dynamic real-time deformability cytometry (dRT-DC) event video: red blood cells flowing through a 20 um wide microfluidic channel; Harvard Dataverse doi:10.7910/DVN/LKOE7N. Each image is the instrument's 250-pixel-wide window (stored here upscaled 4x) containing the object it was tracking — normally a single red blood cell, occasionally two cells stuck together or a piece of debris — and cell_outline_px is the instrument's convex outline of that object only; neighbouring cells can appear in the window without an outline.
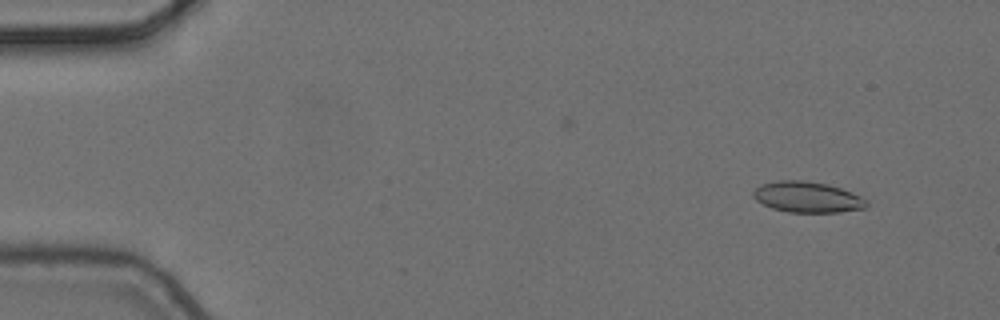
{"species": "common noctule bat (a hibernating species)", "species_latin": "Nyctalus noctula", "temperature_condition": "cold", "stored_images_in_passage": 4, "camera_frame_rate_fps": 3000, "um_per_image_px": 0.085, "animal": {"sex": "female", "body_mass_g": 24.6, "forearm_length_mm": 56.2}, "frame": {"image": 1, "passage_image": 1, "time_ms": 0.0, "image_size_px": [1000, 320], "cell_outline_px": [[868, 204], [864, 208], [840, 212], [788, 212], [772, 208], [756, 200], [752, 196], [752, 192], [756, 188], [764, 184], [776, 180], [804, 180], [828, 184], [852, 192], [868, 200]], "centroid_in_image_um": [68.63, 16.75], "position_along_channel_um": 16.4, "area_um2": 20.35}}
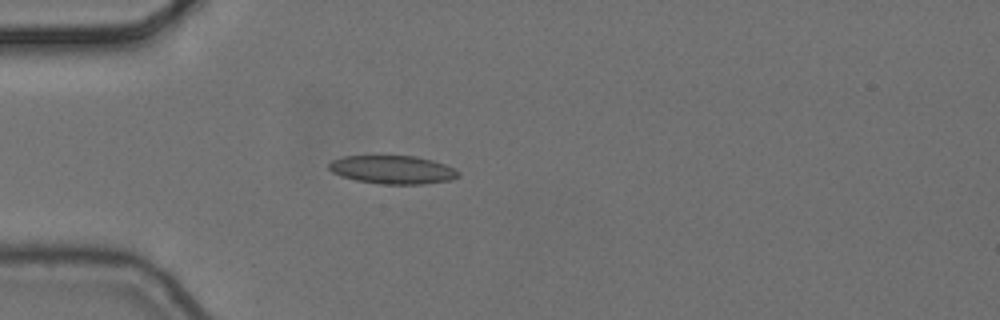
{"frame": {"image": 2, "passage_image": 4, "time_ms": 1.0, "image_size_px": [1000, 320], "cell_outline_px": [[460, 176], [452, 180], [424, 184], [380, 184], [356, 180], [332, 172], [328, 168], [328, 164], [332, 160], [344, 156], [416, 156], [432, 160], [444, 164], [460, 172]], "centroid_in_image_um": [33.39, 14.43], "position_along_channel_um": 51.6, "area_um2": 21.33}}